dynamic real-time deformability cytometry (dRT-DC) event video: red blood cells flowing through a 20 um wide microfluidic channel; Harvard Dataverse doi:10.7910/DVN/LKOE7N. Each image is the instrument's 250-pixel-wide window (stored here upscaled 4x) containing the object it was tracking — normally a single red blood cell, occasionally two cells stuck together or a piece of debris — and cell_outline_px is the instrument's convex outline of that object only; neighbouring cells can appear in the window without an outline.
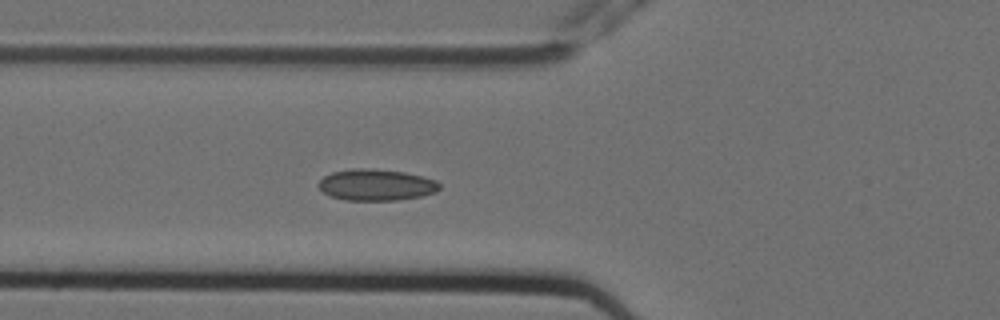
{"species": "Egyptian fruit bat (a non-hibernating species)", "species_latin": "Rousettus aegyptiacus", "temperature_condition": "cold", "stored_images_in_passage": 5, "camera_frame_rate_fps": 3000, "um_per_image_px": 0.085, "animal": {"sex": "female"}, "frame": {"image": 1, "passage_image": 5, "time_ms": 1.333, "image_size_px": [1000, 320], "cell_outline_px": [[440, 188], [436, 192], [420, 196], [396, 200], [344, 200], [332, 196], [324, 192], [316, 184], [324, 176], [332, 172], [352, 168], [372, 168], [404, 172], [436, 180], [440, 184]], "centroid_in_image_um": [31.96, 15.7], "position_along_channel_um": 93.8, "area_um2": 22.08}}